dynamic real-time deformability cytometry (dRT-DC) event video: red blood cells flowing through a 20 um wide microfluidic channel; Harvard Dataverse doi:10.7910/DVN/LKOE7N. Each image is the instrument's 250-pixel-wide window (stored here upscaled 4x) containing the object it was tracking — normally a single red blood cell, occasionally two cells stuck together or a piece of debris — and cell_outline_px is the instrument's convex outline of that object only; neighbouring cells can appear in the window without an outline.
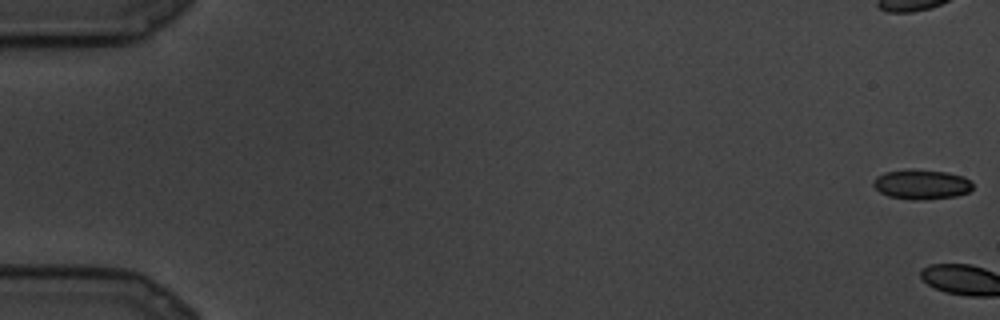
{"species": "common noctule bat (a hibernating species)", "species_latin": "Nyctalus noctula", "temperature_condition": "cold", "stored_images_in_passage": 5, "camera_frame_rate_fps": 3000, "um_per_image_px": 0.085, "animal": {"sex": "male", "body_mass_g": 19.5, "forearm_length_mm": 54.6}, "frame": {"image": 1, "passage_image": 1, "time_ms": 0.0, "image_size_px": [1000, 320], "cell_outline_px": [[972, 188], [968, 192], [956, 196], [920, 200], [912, 200], [888, 196], [880, 192], [872, 184], [872, 180], [876, 176], [884, 172], [912, 168], [948, 172], [964, 176], [972, 180]], "centroid_in_image_um": [78.32, 15.65], "position_along_channel_um": 6.7, "area_um2": 17.57}}